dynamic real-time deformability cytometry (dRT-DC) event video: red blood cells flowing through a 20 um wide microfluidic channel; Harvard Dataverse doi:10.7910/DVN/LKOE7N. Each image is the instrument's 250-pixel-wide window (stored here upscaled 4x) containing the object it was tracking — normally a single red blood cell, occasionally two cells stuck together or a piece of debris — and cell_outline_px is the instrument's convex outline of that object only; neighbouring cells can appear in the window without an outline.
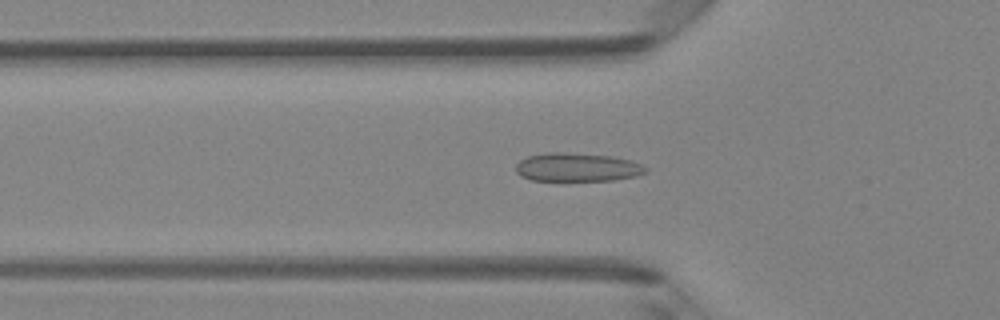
{"species": "Egyptian fruit bat (a non-hibernating species)", "species_latin": "Rousettus aegyptiacus", "temperature_condition": "room temperature", "stored_images_in_passage": 45, "camera_frame_rate_fps": 3000, "um_per_image_px": 0.085, "animal": {"sex": "female"}, "frame": {"image": 1, "passage_image": 13, "time_ms": 4.0, "image_size_px": [1000, 320], "cell_outline_px": [[648, 172], [636, 176], [612, 180], [532, 180], [520, 176], [516, 172], [516, 164], [520, 160], [528, 156], [548, 152], [564, 152], [612, 156], [644, 164], [648, 168]], "centroid_in_image_um": [49.08, 14.21], "position_along_channel_um": 76.7, "area_um2": 21.62}}
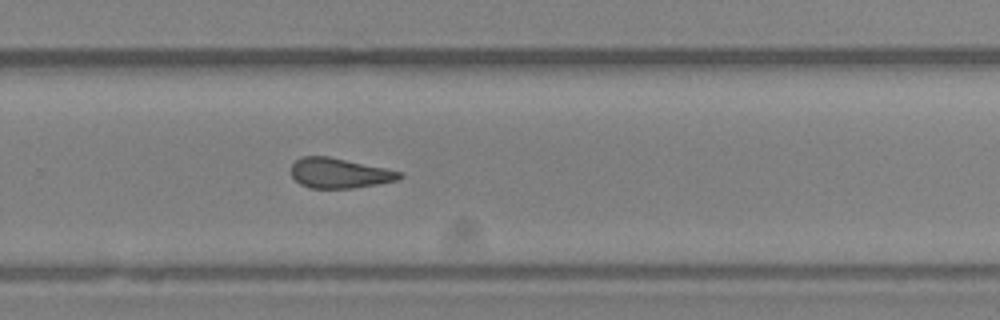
{"frame": {"image": 2, "passage_image": 29, "time_ms": 9.333, "image_size_px": [1000, 320], "cell_outline_px": [[404, 176], [400, 180], [352, 188], [308, 188], [300, 184], [292, 176], [292, 164], [300, 156], [328, 156], [404, 172]], "centroid_in_image_um": [28.87, 14.71], "position_along_channel_um": 300.9, "area_um2": 19.02}}
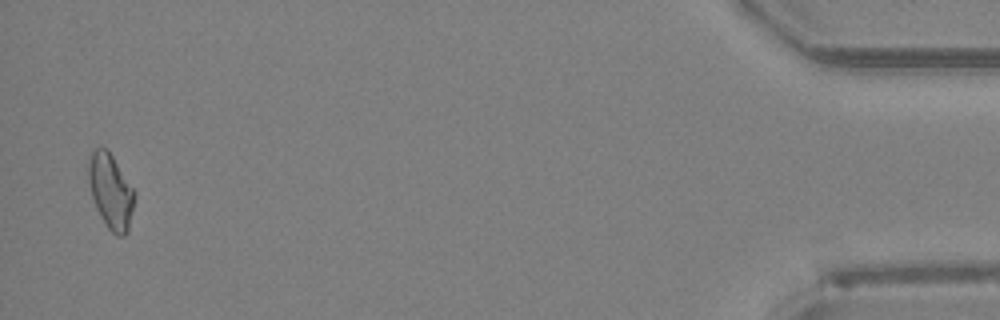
{"frame": {"image": 3, "passage_image": 44, "time_ms": 14.333, "image_size_px": [1000, 320], "cell_outline_px": [[136, 196], [128, 232], [124, 236], [116, 236], [108, 228], [100, 216], [96, 208], [92, 196], [88, 180], [88, 160], [92, 152], [96, 148], [108, 148], [136, 192]], "centroid_in_image_um": [9.43, 16.26], "position_along_channel_um": 425.8, "area_um2": 20.35}, "authors_computed_cell_mechanics": {"area_um2": 20.1144, "velocity_mm_per_s": 4.203, "shape_relaxation_time_tau1_ms": null, "shape_relaxation_time_tau2_ms": 1.9433, "deformation_change_tau1": null, "deformation_change_tau2": 0.0732}}